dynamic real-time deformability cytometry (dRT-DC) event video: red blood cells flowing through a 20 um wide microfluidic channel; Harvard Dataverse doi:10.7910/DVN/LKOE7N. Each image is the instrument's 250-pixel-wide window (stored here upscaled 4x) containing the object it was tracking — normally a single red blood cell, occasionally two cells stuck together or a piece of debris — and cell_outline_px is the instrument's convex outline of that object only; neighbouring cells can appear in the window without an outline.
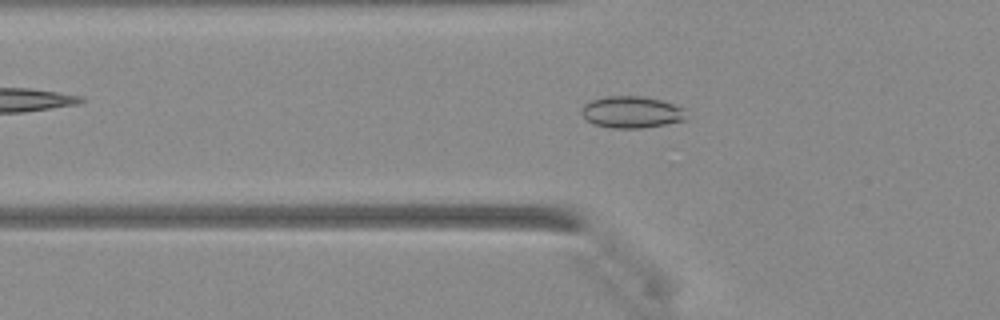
{"species": "Egyptian fruit bat (a non-hibernating species)", "species_latin": "Rousettus aegyptiacus", "temperature_condition": "warm", "stored_images_in_passage": 43, "camera_frame_rate_fps": 3000, "um_per_image_px": 0.085, "animal": {"sex": "female"}, "frame": {"image": 1, "passage_image": 15, "time_ms": 4.667, "image_size_px": [1000, 320], "cell_outline_px": [[688, 120], [644, 128], [612, 128], [596, 124], [588, 120], [580, 112], [584, 104], [592, 100], [608, 96], [640, 96], [660, 100], [684, 108]], "centroid_in_image_um": [53.72, 9.54], "position_along_channel_um": 72.1, "area_um2": 19.31}}
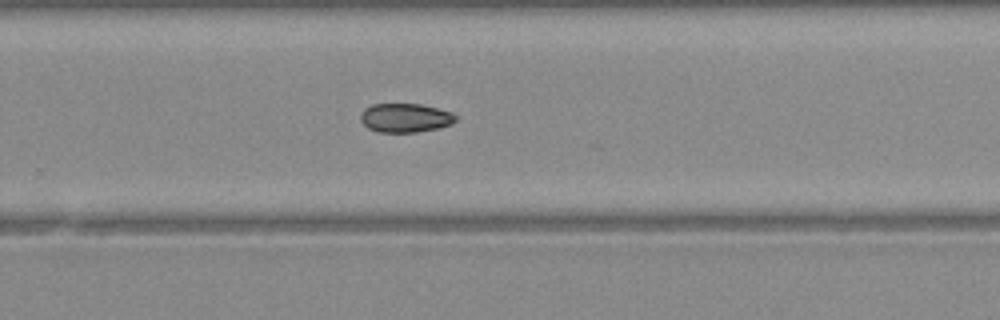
{"frame": {"image": 2, "passage_image": 29, "time_ms": 9.333, "image_size_px": [1000, 320], "cell_outline_px": [[456, 120], [452, 124], [440, 128], [416, 132], [376, 132], [368, 128], [360, 120], [360, 112], [364, 108], [372, 104], [420, 104], [436, 108], [448, 112], [456, 116]], "centroid_in_image_um": [34.4, 10.02], "position_along_channel_um": 295.4, "area_um2": 16.07}}
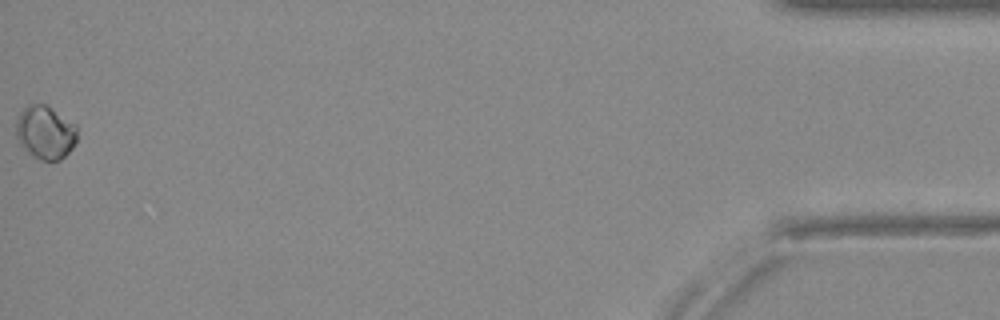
{"frame": {"image": 3, "passage_image": 43, "time_ms": 14.0, "image_size_px": [1000, 320], "cell_outline_px": [[76, 140], [72, 148], [60, 160], [40, 160], [24, 148], [20, 144], [16, 136], [16, 120], [20, 112], [28, 104], [44, 104], [76, 124]], "centroid_in_image_um": [3.84, 11.25], "position_along_channel_um": 431.4, "area_um2": 18.73}}